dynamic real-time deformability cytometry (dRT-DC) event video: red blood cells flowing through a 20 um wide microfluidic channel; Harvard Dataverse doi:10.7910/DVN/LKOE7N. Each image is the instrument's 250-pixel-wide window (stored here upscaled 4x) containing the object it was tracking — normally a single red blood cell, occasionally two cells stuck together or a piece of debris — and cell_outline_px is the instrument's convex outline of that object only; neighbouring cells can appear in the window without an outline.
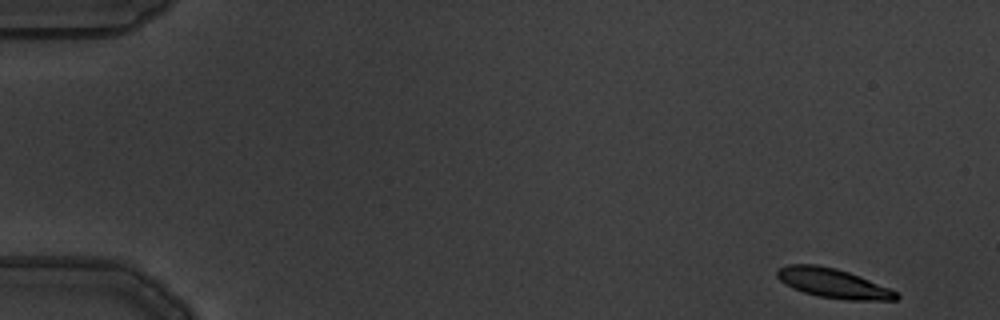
{"species": "common noctule bat (a hibernating species)", "species_latin": "Nyctalus noctula", "temperature_condition": "warm", "stored_images_in_passage": 5, "camera_frame_rate_fps": 3000, "um_per_image_px": 0.085, "animal": {"sex": "male", "body_mass_g": 19.5, "forearm_length_mm": 54.6}, "frame": {"image": 1, "passage_image": 1, "time_ms": 0.0, "image_size_px": [1000, 320], "cell_outline_px": [[900, 296], [896, 300], [848, 300], [816, 296], [804, 292], [784, 284], [776, 276], [776, 272], [780, 268], [788, 264], [816, 264], [836, 268], [848, 272], [888, 288], [896, 292]], "centroid_in_image_um": [70.77, 24.07], "position_along_channel_um": 14.2, "area_um2": 20.23}}
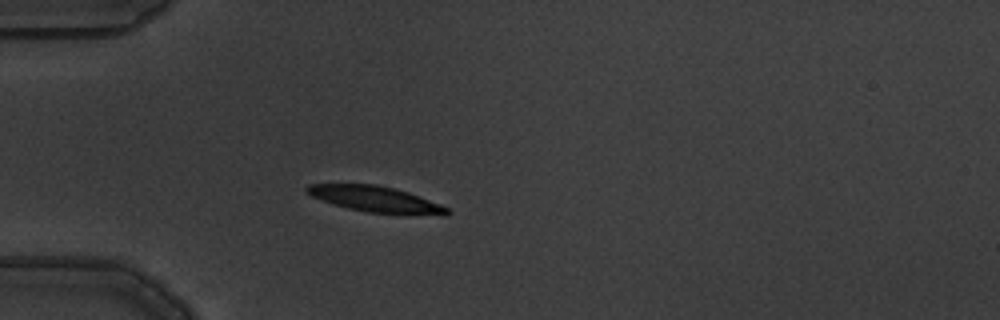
{"frame": {"image": 2, "passage_image": 5, "time_ms": 1.333, "image_size_px": [1000, 320], "cell_outline_px": [[452, 212], [444, 216], [408, 216], [368, 212], [348, 208], [332, 204], [320, 200], [304, 192], [304, 188], [308, 184], [376, 184], [408, 192], [440, 204], [448, 208]], "centroid_in_image_um": [31.98, 16.97], "position_along_channel_um": 53.0, "area_um2": 21.73}}